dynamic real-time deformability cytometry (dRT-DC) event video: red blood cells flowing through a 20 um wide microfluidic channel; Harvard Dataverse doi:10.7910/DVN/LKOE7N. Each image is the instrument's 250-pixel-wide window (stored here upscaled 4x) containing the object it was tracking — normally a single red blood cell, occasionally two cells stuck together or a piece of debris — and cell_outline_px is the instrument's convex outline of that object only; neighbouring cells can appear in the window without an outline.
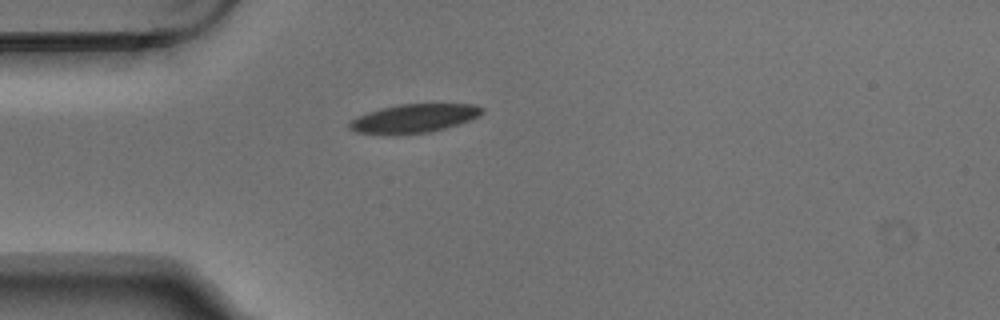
{"species": "Egyptian fruit bat (a non-hibernating species)", "species_latin": "Rousettus aegyptiacus", "temperature_condition": "warm", "stored_images_in_passage": 1, "camera_frame_rate_fps": 3000, "um_per_image_px": 0.085, "animal": {"sex": "male"}, "frame": {"image": 1, "passage_image": 1, "time_ms": 0.0, "image_size_px": [1000, 320], "cell_outline_px": [[484, 112], [480, 116], [444, 128], [428, 132], [356, 132], [348, 128], [348, 124], [352, 120], [368, 112], [380, 108], [400, 104], [472, 104], [484, 108]], "centroid_in_image_um": [35.25, 10.01], "position_along_channel_um": 49.8, "area_um2": 21.15}}